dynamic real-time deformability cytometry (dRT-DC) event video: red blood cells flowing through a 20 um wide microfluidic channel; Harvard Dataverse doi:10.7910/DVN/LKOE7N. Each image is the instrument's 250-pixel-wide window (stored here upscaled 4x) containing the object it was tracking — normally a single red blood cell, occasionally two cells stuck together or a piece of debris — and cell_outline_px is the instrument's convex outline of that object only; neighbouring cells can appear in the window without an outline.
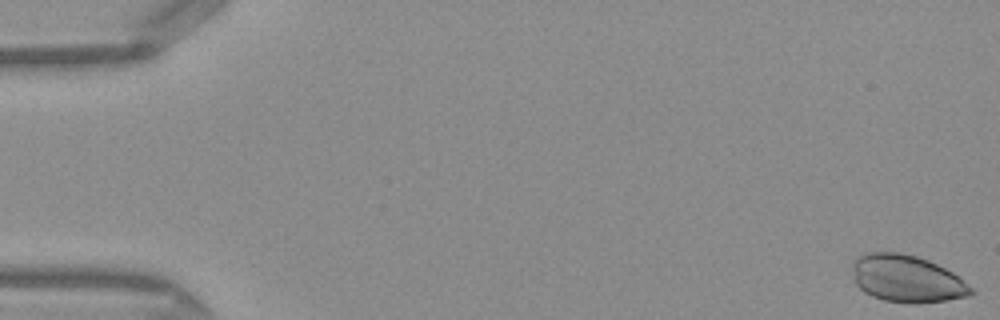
{"species": "Egyptian fruit bat (a non-hibernating species)", "species_latin": "Rousettus aegyptiacus", "temperature_condition": "warm", "stored_images_in_passage": 49, "camera_frame_rate_fps": 3000, "um_per_image_px": 0.085, "frame": {"image": 1, "passage_image": 1, "time_ms": 0.0, "image_size_px": [1000, 320], "cell_outline_px": [[976, 292], [968, 296], [944, 300], [916, 304], [912, 304], [884, 300], [872, 296], [864, 292], [856, 284], [852, 268], [852, 264], [860, 256], [868, 252], [900, 252], [916, 256], [928, 260], [952, 272], [972, 288]], "centroid_in_image_um": [77.07, 23.69], "position_along_channel_um": 7.9, "area_um2": 32.43}}
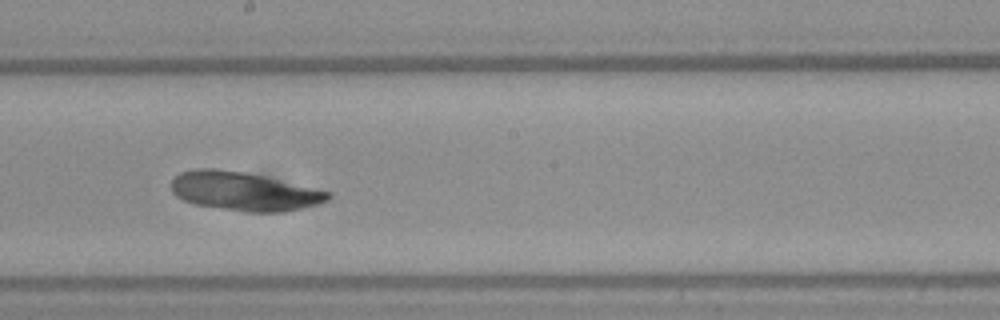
{"frame": {"image": 2, "passage_image": 28, "time_ms": 9.0, "image_size_px": [1000, 320], "cell_outline_px": [[332, 196], [328, 200], [320, 204], [304, 208], [284, 212], [244, 212], [196, 204], [184, 200], [176, 196], [172, 192], [172, 180], [180, 172], [196, 168], [212, 168], [244, 172], [332, 192]], "centroid_in_image_um": [20.76, 16.27], "position_along_channel_um": 227.4, "area_um2": 35.26}}
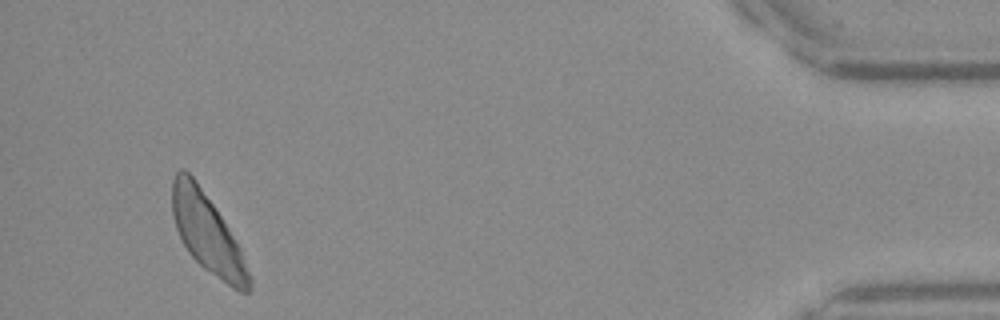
{"frame": {"image": 3, "passage_image": 47, "time_ms": 15.333, "image_size_px": [1000, 320], "cell_outline_px": [[252, 288], [248, 292], [240, 292], [232, 288], [204, 268], [188, 252], [176, 228], [172, 216], [172, 180], [176, 172], [180, 168], [184, 168], [192, 176], [216, 208], [240, 248], [252, 276]], "centroid_in_image_um": [17.64, 19.85], "position_along_channel_um": 417.6, "area_um2": 35.2}}